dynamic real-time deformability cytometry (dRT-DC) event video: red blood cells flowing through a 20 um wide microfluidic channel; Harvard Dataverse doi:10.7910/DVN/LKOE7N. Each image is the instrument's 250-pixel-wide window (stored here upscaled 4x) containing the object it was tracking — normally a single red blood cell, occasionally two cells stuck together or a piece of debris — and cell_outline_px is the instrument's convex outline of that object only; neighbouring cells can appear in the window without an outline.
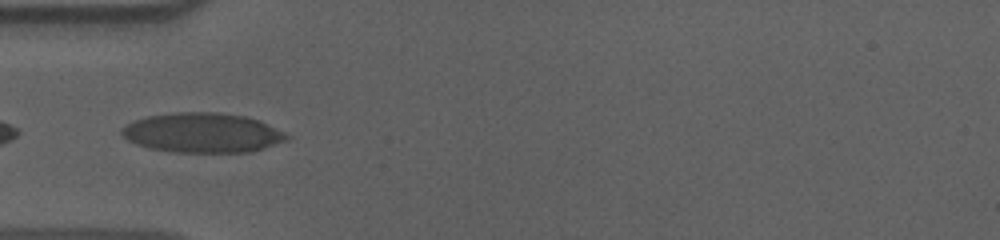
{"species": "human", "species_latin": "Homo sapiens", "temperature_condition": "cold", "stored_images_in_passage": 11, "camera_frame_rate_fps": 3000, "um_per_image_px": 0.085, "donor": {"sex": "male"}, "frame": {"image": 1, "passage_image": 1, "time_ms": 0.0, "image_size_px": [1000, 240], "cell_outline_px": [[292, 136], [288, 140], [252, 152], [172, 152], [148, 148], [136, 144], [128, 140], [120, 132], [120, 128], [136, 120], [148, 116], [172, 112], [220, 112], [244, 116], [260, 120]], "centroid_in_image_um": [17.23, 11.29], "position_along_channel_um": 67.8, "area_um2": 38.38}}
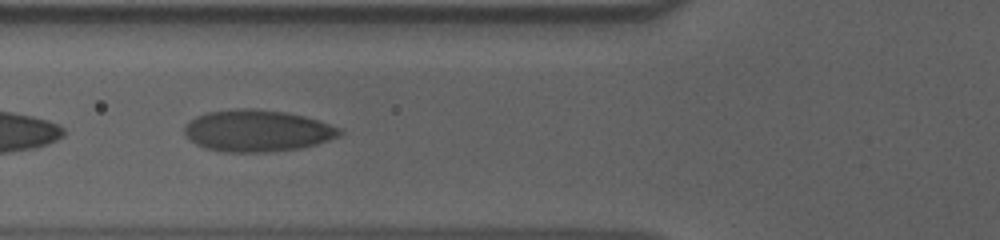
{"frame": {"image": 2, "passage_image": 4, "time_ms": 1.0, "image_size_px": [1000, 240], "cell_outline_px": [[344, 132], [340, 136], [316, 144], [300, 148], [272, 152], [220, 152], [204, 148], [196, 144], [184, 132], [184, 124], [196, 116], [208, 112], [232, 108], [256, 108], [284, 112], [304, 116], [340, 128]], "centroid_in_image_um": [21.84, 11.11], "position_along_channel_um": 104.0, "area_um2": 37.92}}
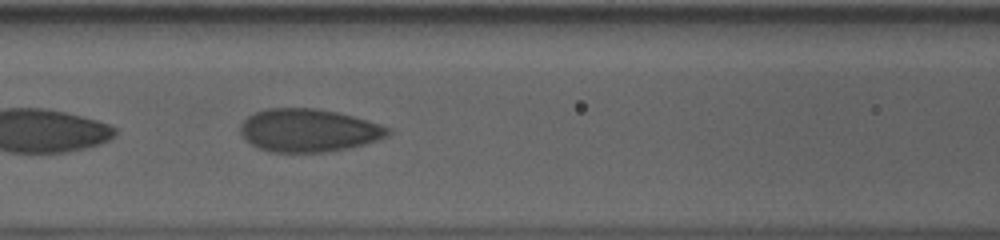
{"frame": {"image": 3, "passage_image": 7, "time_ms": 2.0, "image_size_px": [1000, 240], "cell_outline_px": [[392, 132], [388, 136], [364, 144], [324, 152], [272, 152], [260, 148], [252, 144], [240, 132], [240, 124], [248, 116], [264, 108], [316, 108], [336, 112], [368, 120], [392, 128]], "centroid_in_image_um": [26.24, 11.07], "position_along_channel_um": 140.4, "area_um2": 36.76}}